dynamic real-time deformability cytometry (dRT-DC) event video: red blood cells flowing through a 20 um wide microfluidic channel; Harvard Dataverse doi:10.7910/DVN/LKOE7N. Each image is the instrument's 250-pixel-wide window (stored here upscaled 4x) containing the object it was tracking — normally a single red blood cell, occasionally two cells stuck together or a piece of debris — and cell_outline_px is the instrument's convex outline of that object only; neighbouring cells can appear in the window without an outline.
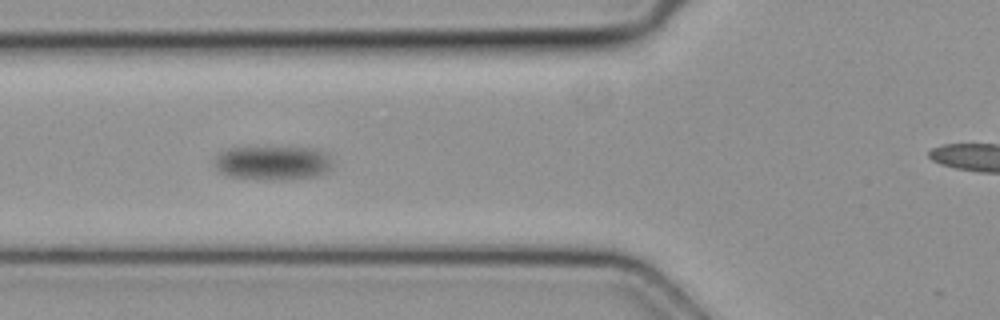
{"species": "common noctule bat (a hibernating species)", "species_latin": "Nyctalus noctula", "temperature_condition": "cold", "stored_images_in_passage": 4, "segment_of_instrument_passage": [1, 2], "camera_frame_rate_fps": 3000, "um_per_image_px": 0.085, "animal": {"sex": "female", "body_mass_g": 19.3, "forearm_length_mm": 54.1}, "frame": {"image": 1, "passage_image": 2, "time_ms": 0.333, "image_size_px": [1000, 320], "cell_outline_px": [[332, 164], [328, 172], [320, 176], [272, 180], [228, 176], [220, 172], [216, 168], [216, 156], [232, 148], [312, 148], [328, 152]], "centroid_in_image_um": [23.26, 13.86], "position_along_channel_um": 102.5, "area_um2": 23.18}}
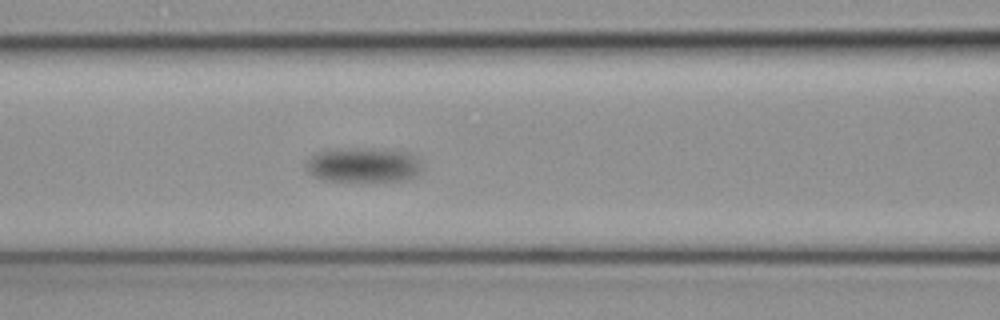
{"frame": {"image": 2, "passage_image": 3, "time_ms": 0.667, "image_size_px": [1000, 320], "cell_outline_px": [[420, 168], [416, 176], [408, 180], [324, 180], [312, 176], [308, 172], [308, 164], [312, 156], [320, 152], [336, 148], [372, 148], [412, 152], [420, 160]], "centroid_in_image_um": [30.94, 14.0], "position_along_channel_um": 135.7, "area_um2": 23.24}}